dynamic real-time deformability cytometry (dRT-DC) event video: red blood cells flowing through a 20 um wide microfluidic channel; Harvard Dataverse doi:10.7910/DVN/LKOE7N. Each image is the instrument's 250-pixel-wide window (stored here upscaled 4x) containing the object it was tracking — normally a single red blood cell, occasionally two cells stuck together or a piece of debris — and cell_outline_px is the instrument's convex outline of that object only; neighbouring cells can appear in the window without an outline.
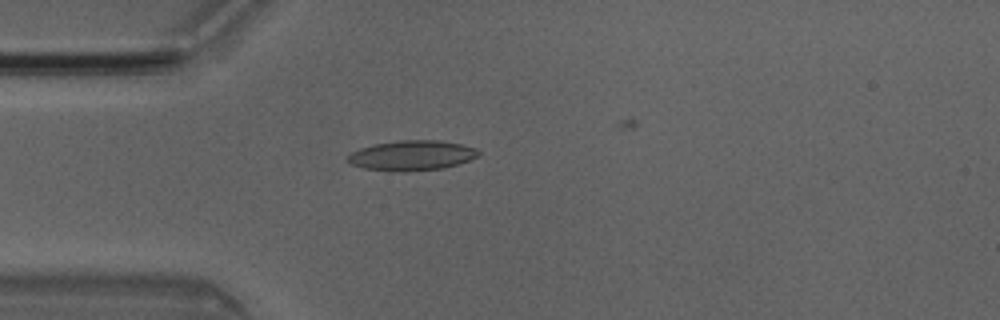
{"species": "Egyptian fruit bat (a non-hibernating species)", "species_latin": "Rousettus aegyptiacus", "temperature_condition": "room temperature", "stored_images_in_passage": 48, "camera_frame_rate_fps": 3000, "um_per_image_px": 0.085, "animal": {"sex": "male"}, "frame": {"image": 1, "passage_image": 14, "time_ms": 4.333, "image_size_px": [1000, 320], "cell_outline_px": [[480, 152], [476, 156], [468, 160], [444, 168], [404, 172], [392, 172], [364, 168], [352, 164], [344, 160], [352, 152], [360, 148], [372, 144], [400, 140], [440, 140], [460, 144], [476, 148]], "centroid_in_image_um": [34.95, 13.22], "position_along_channel_um": 50.0, "area_um2": 22.95}}
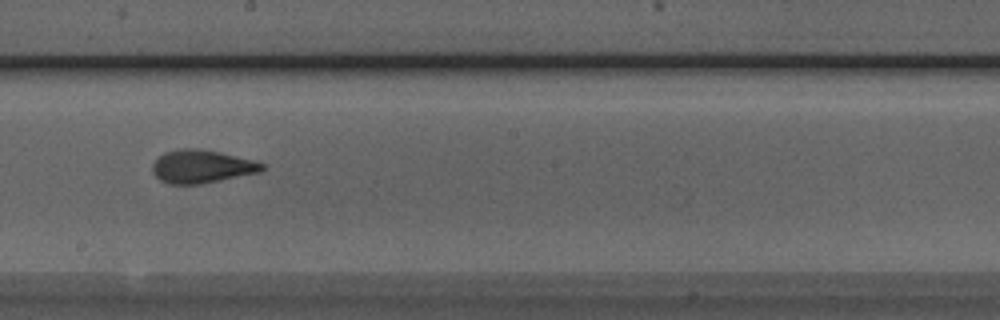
{"frame": {"image": 2, "passage_image": 28, "time_ms": 9.0, "image_size_px": [1000, 320], "cell_outline_px": [[264, 168], [260, 172], [200, 184], [168, 184], [160, 180], [152, 172], [152, 164], [164, 152], [180, 148], [200, 148], [220, 152], [256, 160], [264, 164]], "centroid_in_image_um": [17.14, 14.14], "position_along_channel_um": 231.1, "area_um2": 21.27}}
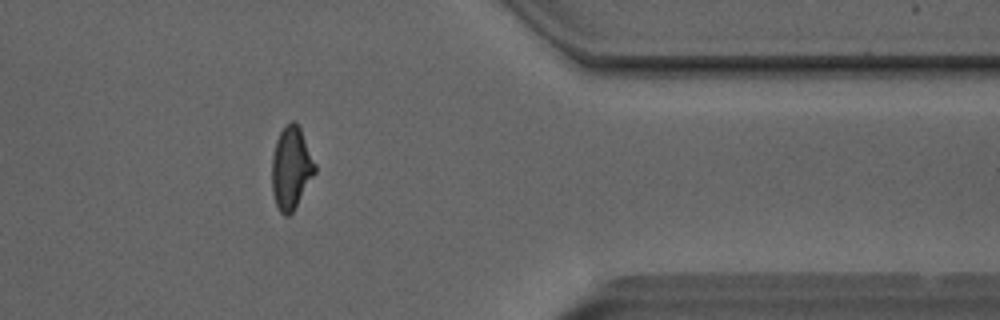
{"frame": {"image": 3, "passage_image": 41, "time_ms": 13.333, "image_size_px": [1000, 320], "cell_outline_px": [[316, 172], [292, 212], [288, 216], [284, 216], [280, 212], [276, 204], [272, 192], [272, 156], [276, 140], [284, 124], [292, 120], [296, 120], [300, 128], [316, 164]], "centroid_in_image_um": [24.74, 14.24], "position_along_channel_um": 386.7, "area_um2": 20.75}, "authors_computed_cell_mechanics": {"area_um2": 21.0681, "velocity_mm_per_s": 4.0606, "shape_relaxation_time_tau1_ms": 4.3089, "shape_relaxation_time_tau2_ms": 1.1424, "deformation_change_tau1": 0.1638, "deformation_change_tau2": 0.0711}}